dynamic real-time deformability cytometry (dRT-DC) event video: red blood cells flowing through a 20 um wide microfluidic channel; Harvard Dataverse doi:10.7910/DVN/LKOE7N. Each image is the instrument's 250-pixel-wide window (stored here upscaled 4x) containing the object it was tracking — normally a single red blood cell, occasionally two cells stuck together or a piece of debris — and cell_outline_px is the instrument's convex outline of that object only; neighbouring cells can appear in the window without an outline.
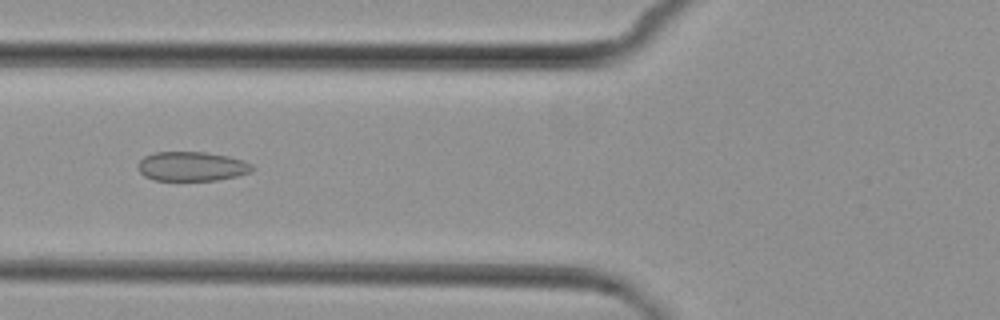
{"species": "common noctule bat (a hibernating species)", "species_latin": "Nyctalus noctula", "temperature_condition": "cold", "stored_images_in_passage": 7, "camera_frame_rate_fps": 3000, "um_per_image_px": 0.085, "animal": {"sex": "female", "body_mass_g": 29.2, "forearm_length_mm": 56.3}, "frame": {"image": 1, "passage_image": 4, "time_ms": 3.667, "image_size_px": [1000, 320], "cell_outline_px": [[252, 168], [248, 172], [236, 176], [216, 180], [152, 180], [144, 176], [140, 172], [136, 164], [144, 156], [156, 152], [204, 152], [228, 156], [252, 164]], "centroid_in_image_um": [16.23, 14.14], "position_along_channel_um": 109.6, "area_um2": 19.36}}
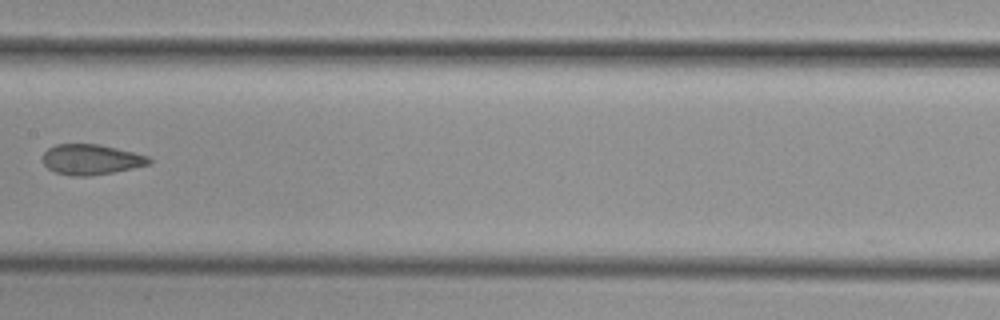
{"frame": {"image": 2, "passage_image": 6, "time_ms": 6.0, "image_size_px": [1000, 320], "cell_outline_px": [[152, 160], [148, 164], [132, 168], [112, 172], [88, 176], [72, 176], [56, 172], [48, 168], [44, 164], [44, 152], [48, 148], [56, 144], [100, 144], [148, 156]], "centroid_in_image_um": [7.73, 13.55], "position_along_channel_um": 199.7, "area_um2": 18.55}}
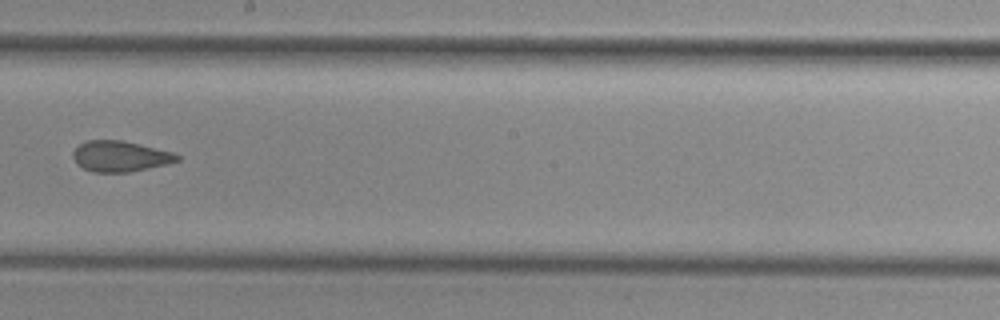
{"frame": {"image": 3, "passage_image": 7, "time_ms": 7.0, "image_size_px": [1000, 320], "cell_outline_px": [[180, 160], [168, 164], [128, 172], [92, 172], [76, 164], [72, 156], [72, 152], [80, 144], [88, 140], [124, 140], [172, 152], [180, 156]], "centroid_in_image_um": [10.2, 13.28], "position_along_channel_um": 238.0, "area_um2": 18.67}}